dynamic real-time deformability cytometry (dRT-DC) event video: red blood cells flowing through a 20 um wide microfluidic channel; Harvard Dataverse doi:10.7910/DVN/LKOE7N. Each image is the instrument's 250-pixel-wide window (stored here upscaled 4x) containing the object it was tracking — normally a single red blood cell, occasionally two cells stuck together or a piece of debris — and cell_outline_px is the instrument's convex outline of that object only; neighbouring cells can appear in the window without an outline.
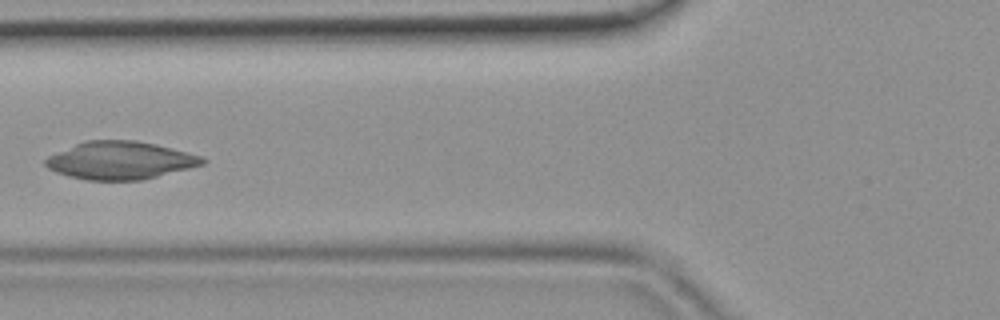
{"species": "common noctule bat (a hibernating species)", "species_latin": "Nyctalus noctula", "temperature_condition": "room temperature", "stored_images_in_passage": 5, "camera_frame_rate_fps": 3000, "um_per_image_px": 0.085, "animal": {"sex": "female", "body_mass_g": 19.9}, "frame": {"image": 1, "passage_image": 4, "time_ms": 1.0, "image_size_px": [1000, 320], "cell_outline_px": [[208, 160], [204, 164], [140, 180], [84, 180], [68, 176], [56, 172], [48, 168], [44, 164], [44, 160], [48, 156], [76, 144], [88, 140], [136, 140], [156, 144], [200, 156]], "centroid_in_image_um": [10.18, 13.63], "position_along_channel_um": 115.6, "area_um2": 34.22}}
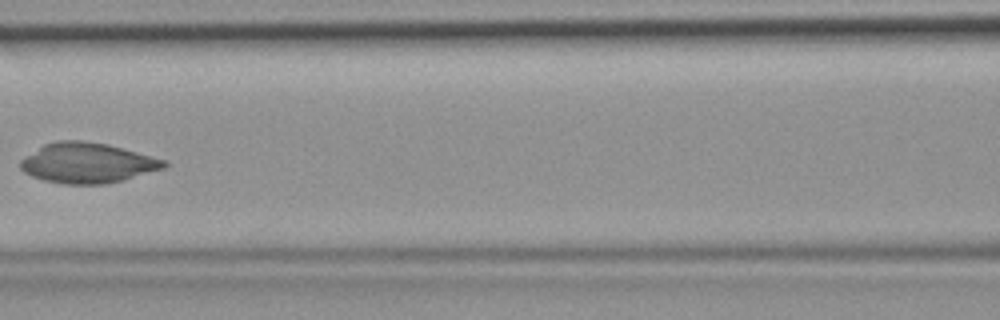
{"frame": {"image": 2, "passage_image": 5, "time_ms": 1.333, "image_size_px": [1000, 320], "cell_outline_px": [[168, 164], [164, 168], [124, 180], [104, 184], [64, 184], [44, 180], [32, 176], [24, 172], [20, 168], [20, 160], [44, 144], [56, 140], [84, 140], [108, 144], [168, 160]], "centroid_in_image_um": [7.45, 13.84], "position_along_channel_um": 159.1, "area_um2": 33.76}}